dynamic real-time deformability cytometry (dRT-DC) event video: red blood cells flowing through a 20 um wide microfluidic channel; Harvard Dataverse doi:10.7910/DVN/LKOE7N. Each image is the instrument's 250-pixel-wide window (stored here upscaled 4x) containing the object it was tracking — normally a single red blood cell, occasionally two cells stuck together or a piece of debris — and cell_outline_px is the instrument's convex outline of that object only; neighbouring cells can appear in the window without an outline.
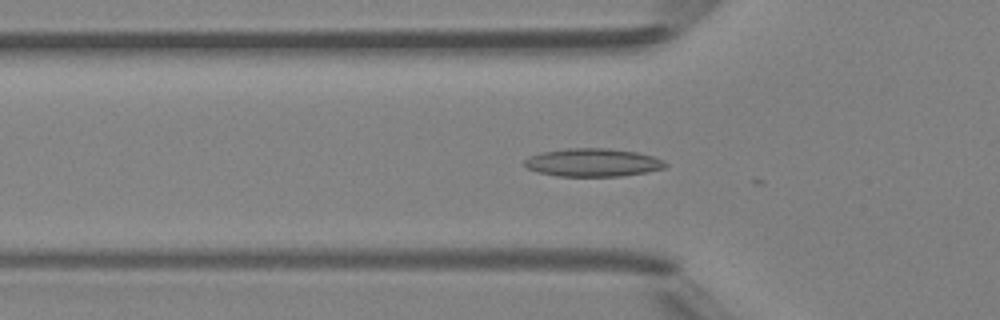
{"species": "Egyptian fruit bat (a non-hibernating species)", "species_latin": "Rousettus aegyptiacus", "temperature_condition": "room temperature", "stored_images_in_passage": 17, "camera_frame_rate_fps": 3000, "um_per_image_px": 0.085, "animal": {"sex": "female"}, "frame": {"image": 1, "passage_image": 16, "time_ms": 5.0, "image_size_px": [1000, 320], "cell_outline_px": [[668, 164], [664, 168], [644, 172], [620, 176], [556, 176], [536, 172], [528, 168], [524, 164], [524, 160], [528, 156], [540, 152], [568, 148], [608, 148], [636, 152], [652, 156], [664, 160]], "centroid_in_image_um": [50.35, 13.81], "position_along_channel_um": 75.5, "area_um2": 23.12}}